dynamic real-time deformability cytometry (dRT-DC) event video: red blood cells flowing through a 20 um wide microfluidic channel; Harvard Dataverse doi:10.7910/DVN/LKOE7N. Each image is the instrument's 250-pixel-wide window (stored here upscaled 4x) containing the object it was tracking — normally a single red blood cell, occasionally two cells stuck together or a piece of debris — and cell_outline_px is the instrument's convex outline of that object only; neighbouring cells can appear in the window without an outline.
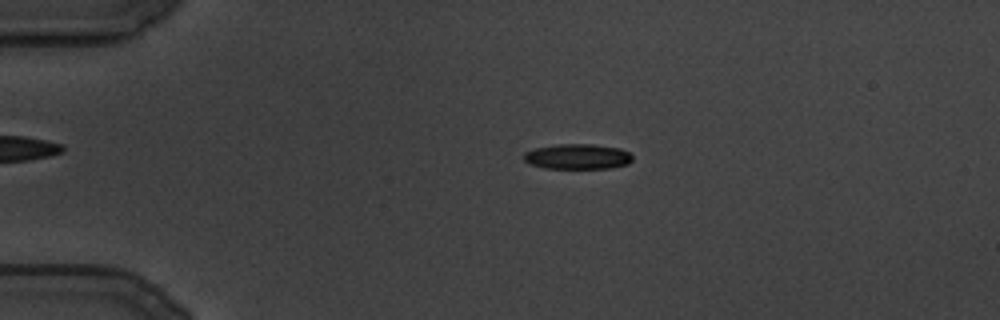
{"species": "common noctule bat (a hibernating species)", "species_latin": "Nyctalus noctula", "temperature_condition": "cold", "stored_images_in_passage": 124, "camera_frame_rate_fps": 3000, "um_per_image_px": 0.085, "animal": {"sex": "male", "body_mass_g": 19.5, "forearm_length_mm": 54.6}, "frame": {"image": 1, "passage_image": 28, "time_ms": 9.0, "image_size_px": [1000, 320], "cell_outline_px": [[632, 160], [628, 164], [612, 168], [544, 168], [528, 164], [524, 160], [524, 152], [536, 148], [556, 144], [592, 144], [620, 148], [628, 152], [632, 156]], "centroid_in_image_um": [49.08, 13.31], "position_along_channel_um": 35.9, "area_um2": 16.07}}
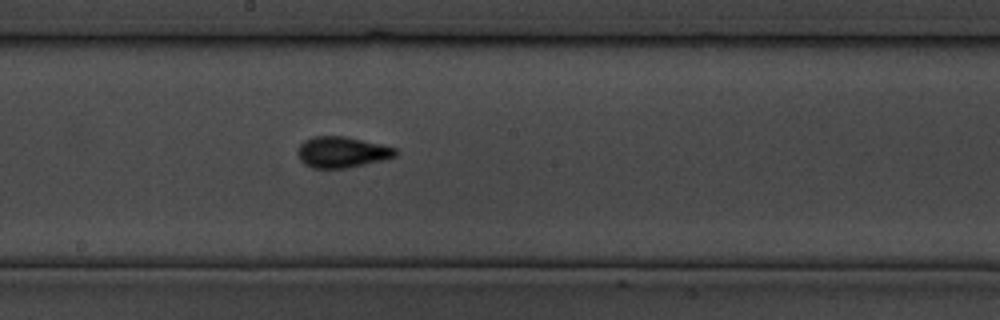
{"frame": {"image": 2, "passage_image": 69, "time_ms": 22.667, "image_size_px": [1000, 320], "cell_outline_px": [[396, 156], [384, 160], [348, 168], [312, 168], [304, 164], [300, 160], [296, 152], [300, 144], [304, 140], [312, 136], [344, 136], [380, 144], [396, 148]], "centroid_in_image_um": [29.03, 12.94], "position_along_channel_um": 219.2, "area_um2": 17.74}}
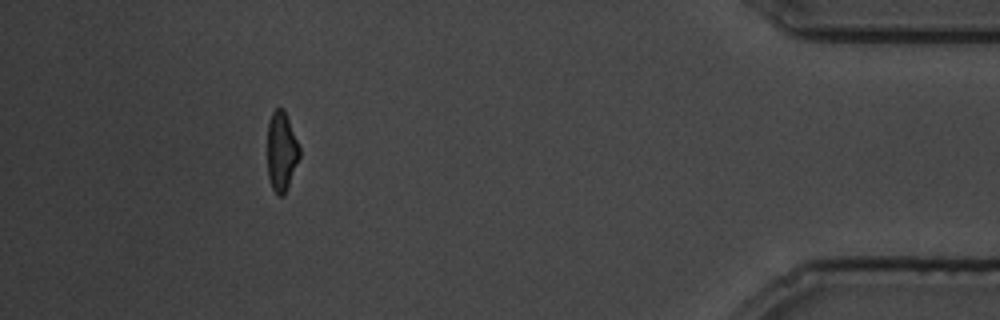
{"frame": {"image": 3, "passage_image": 113, "time_ms": 37.333, "image_size_px": [1000, 320], "cell_outline_px": [[300, 156], [288, 188], [284, 196], [280, 196], [272, 188], [268, 176], [268, 124], [272, 112], [276, 108], [284, 108], [300, 148]], "centroid_in_image_um": [23.93, 12.88], "position_along_channel_um": 411.3, "area_um2": 14.85}}